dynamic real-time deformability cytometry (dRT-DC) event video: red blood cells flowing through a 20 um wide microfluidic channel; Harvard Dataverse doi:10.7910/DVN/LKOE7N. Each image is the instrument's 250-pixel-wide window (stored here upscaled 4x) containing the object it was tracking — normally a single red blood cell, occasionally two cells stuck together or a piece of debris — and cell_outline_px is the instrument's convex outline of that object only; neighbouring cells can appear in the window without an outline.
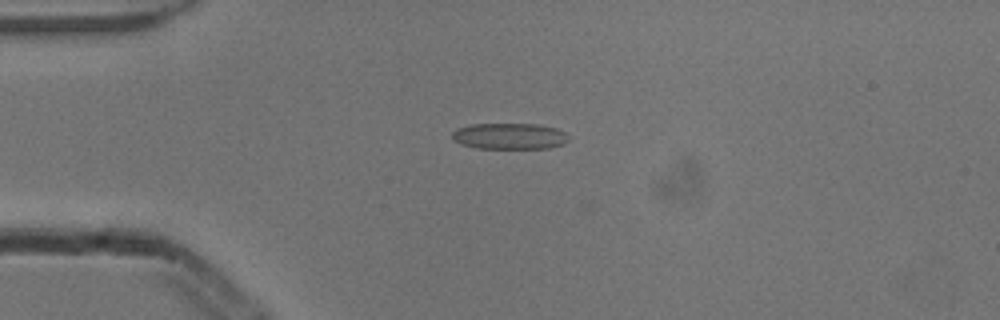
{"species": "common noctule bat (a hibernating species)", "species_latin": "Nyctalus noctula", "temperature_condition": "cold", "stored_images_in_passage": 6, "camera_frame_rate_fps": 3000, "um_per_image_px": 0.085, "animal": {"sex": "male", "body_mass_g": 13.3}, "frame": {"image": 1, "passage_image": 4, "time_ms": 1.0, "image_size_px": [1000, 320], "cell_outline_px": [[568, 140], [564, 144], [548, 148], [476, 148], [460, 144], [452, 140], [452, 132], [456, 128], [472, 124], [536, 124], [556, 128], [564, 132], [568, 136]], "centroid_in_image_um": [43.27, 11.57], "position_along_channel_um": 41.7, "area_um2": 17.8}}